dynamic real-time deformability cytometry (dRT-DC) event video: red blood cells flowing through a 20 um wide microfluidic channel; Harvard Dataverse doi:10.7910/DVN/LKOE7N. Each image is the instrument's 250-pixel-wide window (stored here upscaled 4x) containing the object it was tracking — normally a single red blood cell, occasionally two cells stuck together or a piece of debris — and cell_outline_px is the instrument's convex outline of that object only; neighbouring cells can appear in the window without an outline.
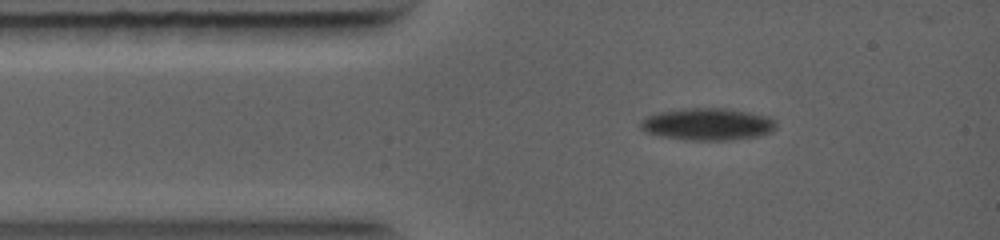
{"species": "common noctule bat (a hibernating species)", "species_latin": "Nyctalus noctula", "temperature_condition": "warm", "stored_images_in_passage": 47, "camera_frame_rate_fps": 5000, "um_per_image_px": 0.085, "animal": {"sex": "female", "body_mass_g": 19.0, "forearm_length_mm": 56.7}, "frame": {"image": 1, "passage_image": 5, "time_ms": 0.8, "image_size_px": [1000, 240], "cell_outline_px": [[776, 128], [772, 132], [756, 136], [732, 140], [684, 140], [664, 136], [648, 132], [640, 128], [640, 120], [656, 112], [680, 108], [728, 108], [768, 116], [776, 124]], "centroid_in_image_um": [60.13, 10.54], "position_along_channel_um": 24.9, "area_um2": 25.43}}
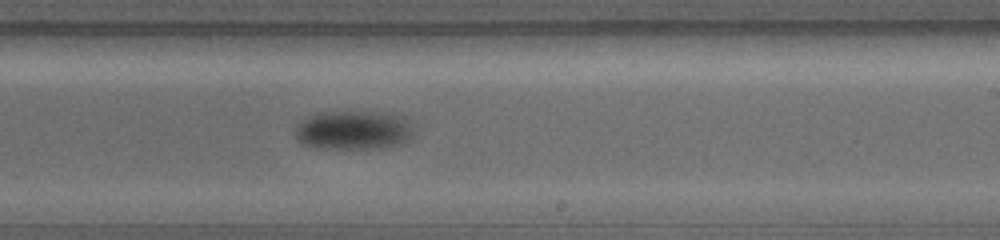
{"frame": {"image": 2, "passage_image": 31, "time_ms": 6.0, "image_size_px": [1000, 240], "cell_outline_px": [[412, 136], [408, 140], [400, 144], [368, 148], [316, 148], [304, 144], [296, 140], [296, 124], [300, 120], [320, 112], [372, 112], [396, 116], [404, 120], [408, 124], [412, 132]], "centroid_in_image_um": [29.93, 11.07], "position_along_channel_um": 259.1, "area_um2": 26.24}}
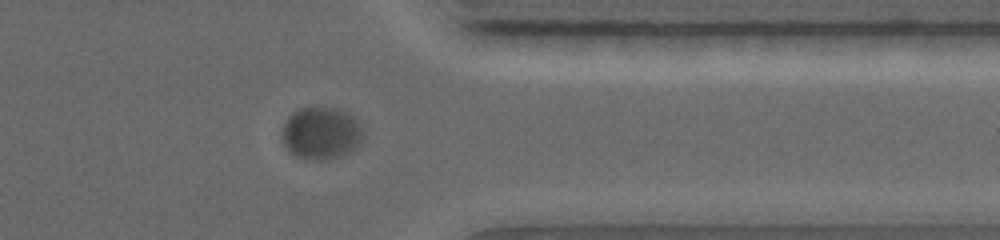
{"frame": {"image": 3, "passage_image": 44, "time_ms": 8.6, "image_size_px": [1000, 240], "cell_outline_px": [[364, 136], [356, 148], [340, 156], [296, 156], [288, 152], [280, 136], [284, 124], [288, 116], [292, 112], [300, 108], [332, 108], [348, 112], [360, 124], [364, 132]], "centroid_in_image_um": [27.29, 11.26], "position_along_channel_um": 384.1, "area_um2": 24.1}}